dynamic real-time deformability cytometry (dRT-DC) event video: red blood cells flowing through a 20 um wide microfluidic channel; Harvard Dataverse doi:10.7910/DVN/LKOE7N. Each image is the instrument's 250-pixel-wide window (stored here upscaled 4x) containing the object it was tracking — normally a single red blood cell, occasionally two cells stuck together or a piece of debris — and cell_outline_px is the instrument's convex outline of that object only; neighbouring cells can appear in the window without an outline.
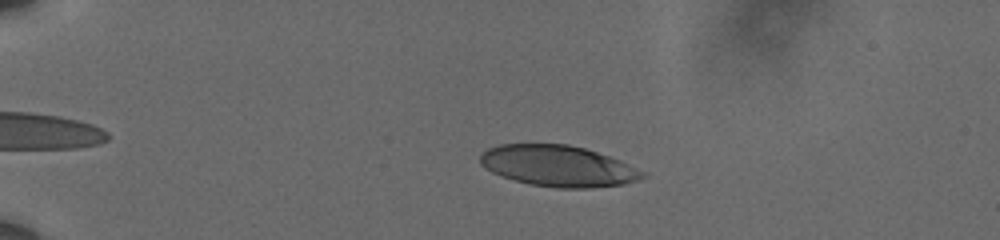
{"species": "human", "species_latin": "Homo sapiens", "temperature_condition": "cold", "stored_images_in_passage": 53, "camera_frame_rate_fps": 3000, "um_per_image_px": 0.085, "donor": {"sex": "male"}, "frame": {"image": 1, "passage_image": 8, "time_ms": 2.333, "image_size_px": [1000, 240], "cell_outline_px": [[648, 176], [624, 184], [588, 188], [556, 188], [532, 184], [516, 180], [492, 172], [484, 168], [480, 164], [480, 156], [488, 148], [500, 144], [568, 144], [584, 148], [620, 160], [644, 172]], "centroid_in_image_um": [47.44, 14.1], "position_along_channel_um": 37.6, "area_um2": 38.55}}
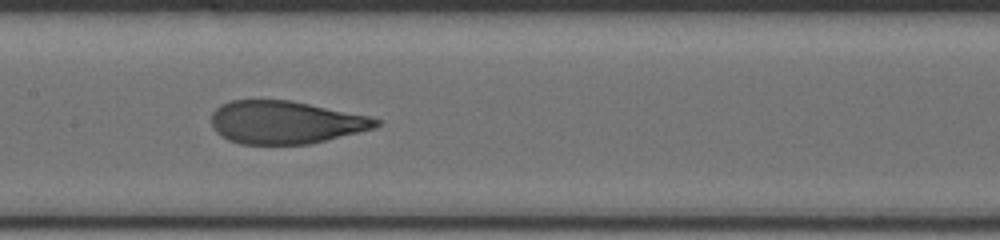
{"frame": {"image": 2, "passage_image": 26, "time_ms": 8.333, "image_size_px": [1000, 240], "cell_outline_px": [[380, 124], [376, 128], [308, 144], [240, 144], [228, 140], [220, 136], [212, 128], [212, 112], [220, 104], [232, 100], [288, 100], [368, 116], [380, 120]], "centroid_in_image_um": [24.21, 10.4], "position_along_channel_um": 183.2, "area_um2": 40.92}}
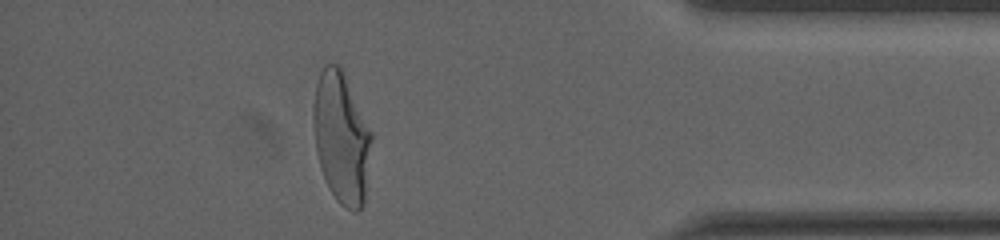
{"frame": {"image": 3, "passage_image": 47, "time_ms": 15.333, "image_size_px": [1000, 240], "cell_outline_px": [[372, 140], [364, 204], [356, 212], [352, 212], [340, 204], [336, 200], [328, 188], [320, 168], [316, 148], [312, 120], [312, 104], [316, 84], [320, 72], [324, 64], [336, 64], [340, 68], [372, 132]], "centroid_in_image_um": [29.0, 11.75], "position_along_channel_um": 406.2, "area_um2": 44.39}, "authors_computed_cell_mechanics": {"area_um2": 42.0206, "velocity_mm_per_s": 3.5986, "shape_relaxation_time_tau1_ms": 5.4935, "shape_relaxation_time_tau2_ms": 0.871, "deformation_change_tau1": 0.2243, "deformation_change_tau2": 0.0844}}